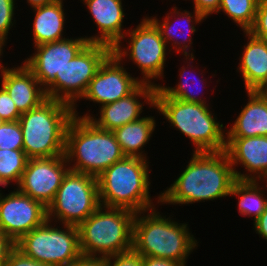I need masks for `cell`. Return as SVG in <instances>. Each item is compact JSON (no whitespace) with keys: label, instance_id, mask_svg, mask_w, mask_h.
<instances>
[{"label":"cell","instance_id":"obj_33","mask_svg":"<svg viewBox=\"0 0 267 266\" xmlns=\"http://www.w3.org/2000/svg\"><path fill=\"white\" fill-rule=\"evenodd\" d=\"M106 266H143L142 256L134 249L106 258Z\"/></svg>","mask_w":267,"mask_h":266},{"label":"cell","instance_id":"obj_17","mask_svg":"<svg viewBox=\"0 0 267 266\" xmlns=\"http://www.w3.org/2000/svg\"><path fill=\"white\" fill-rule=\"evenodd\" d=\"M225 152L236 180L257 181L267 169V136L226 137ZM238 164L246 171L236 170Z\"/></svg>","mask_w":267,"mask_h":266},{"label":"cell","instance_id":"obj_32","mask_svg":"<svg viewBox=\"0 0 267 266\" xmlns=\"http://www.w3.org/2000/svg\"><path fill=\"white\" fill-rule=\"evenodd\" d=\"M21 113L7 91L0 85V119L2 121H17Z\"/></svg>","mask_w":267,"mask_h":266},{"label":"cell","instance_id":"obj_37","mask_svg":"<svg viewBox=\"0 0 267 266\" xmlns=\"http://www.w3.org/2000/svg\"><path fill=\"white\" fill-rule=\"evenodd\" d=\"M143 266H185L181 262L152 256H142Z\"/></svg>","mask_w":267,"mask_h":266},{"label":"cell","instance_id":"obj_18","mask_svg":"<svg viewBox=\"0 0 267 266\" xmlns=\"http://www.w3.org/2000/svg\"><path fill=\"white\" fill-rule=\"evenodd\" d=\"M174 6L171 9L172 11L170 10L169 13H166V15L163 16L164 19L162 20H159L155 15L150 17L148 15V18L159 29L161 37L167 43L170 52L172 51V49H174L177 50V53H182L181 55L183 56H195L193 52L194 49L191 46L193 44V38L191 35H194V33L198 31L196 29V24H201L202 22H204L205 18L195 9H193L194 12H190L186 9L181 11V9H179L176 5ZM172 21H174L175 23H173ZM185 32L187 33V35ZM179 35L182 37V41L179 40ZM168 44H170L171 46Z\"/></svg>","mask_w":267,"mask_h":266},{"label":"cell","instance_id":"obj_34","mask_svg":"<svg viewBox=\"0 0 267 266\" xmlns=\"http://www.w3.org/2000/svg\"><path fill=\"white\" fill-rule=\"evenodd\" d=\"M3 266H52L49 264L41 263L24 255L16 247L10 252L8 259Z\"/></svg>","mask_w":267,"mask_h":266},{"label":"cell","instance_id":"obj_7","mask_svg":"<svg viewBox=\"0 0 267 266\" xmlns=\"http://www.w3.org/2000/svg\"><path fill=\"white\" fill-rule=\"evenodd\" d=\"M135 215L128 209L101 205L77 227L81 254L107 258L133 249Z\"/></svg>","mask_w":267,"mask_h":266},{"label":"cell","instance_id":"obj_1","mask_svg":"<svg viewBox=\"0 0 267 266\" xmlns=\"http://www.w3.org/2000/svg\"><path fill=\"white\" fill-rule=\"evenodd\" d=\"M191 155L173 184L159 193L155 199L157 206L188 205L229 196L236 177L226 152H192Z\"/></svg>","mask_w":267,"mask_h":266},{"label":"cell","instance_id":"obj_36","mask_svg":"<svg viewBox=\"0 0 267 266\" xmlns=\"http://www.w3.org/2000/svg\"><path fill=\"white\" fill-rule=\"evenodd\" d=\"M14 248L15 242L0 229V266L4 265Z\"/></svg>","mask_w":267,"mask_h":266},{"label":"cell","instance_id":"obj_25","mask_svg":"<svg viewBox=\"0 0 267 266\" xmlns=\"http://www.w3.org/2000/svg\"><path fill=\"white\" fill-rule=\"evenodd\" d=\"M258 181L254 180H236L233 183L229 197L236 196L238 198V212L241 216L253 217V222L267 208V187L260 186ZM265 192H264V190ZM266 196V197H265Z\"/></svg>","mask_w":267,"mask_h":266},{"label":"cell","instance_id":"obj_29","mask_svg":"<svg viewBox=\"0 0 267 266\" xmlns=\"http://www.w3.org/2000/svg\"><path fill=\"white\" fill-rule=\"evenodd\" d=\"M0 149H23V134L18 120L0 123Z\"/></svg>","mask_w":267,"mask_h":266},{"label":"cell","instance_id":"obj_24","mask_svg":"<svg viewBox=\"0 0 267 266\" xmlns=\"http://www.w3.org/2000/svg\"><path fill=\"white\" fill-rule=\"evenodd\" d=\"M156 126L155 117L146 115L116 128L113 132L125 156L148 159V153L143 149L153 137Z\"/></svg>","mask_w":267,"mask_h":266},{"label":"cell","instance_id":"obj_43","mask_svg":"<svg viewBox=\"0 0 267 266\" xmlns=\"http://www.w3.org/2000/svg\"><path fill=\"white\" fill-rule=\"evenodd\" d=\"M267 99V83L258 90Z\"/></svg>","mask_w":267,"mask_h":266},{"label":"cell","instance_id":"obj_31","mask_svg":"<svg viewBox=\"0 0 267 266\" xmlns=\"http://www.w3.org/2000/svg\"><path fill=\"white\" fill-rule=\"evenodd\" d=\"M248 32L267 42V0H259L254 23Z\"/></svg>","mask_w":267,"mask_h":266},{"label":"cell","instance_id":"obj_6","mask_svg":"<svg viewBox=\"0 0 267 266\" xmlns=\"http://www.w3.org/2000/svg\"><path fill=\"white\" fill-rule=\"evenodd\" d=\"M74 117L73 106L47 98L18 119L23 134V151L29 159L65 154L66 130Z\"/></svg>","mask_w":267,"mask_h":266},{"label":"cell","instance_id":"obj_8","mask_svg":"<svg viewBox=\"0 0 267 266\" xmlns=\"http://www.w3.org/2000/svg\"><path fill=\"white\" fill-rule=\"evenodd\" d=\"M136 28H128L122 40H126L127 46L118 43L112 48V52L122 62L134 63L142 75L141 82L158 87L155 81L164 79V67L167 60V51L170 52L167 43L161 37L156 25L146 16L141 19ZM123 46V47H122ZM158 79V80H156ZM153 80V81H152Z\"/></svg>","mask_w":267,"mask_h":266},{"label":"cell","instance_id":"obj_19","mask_svg":"<svg viewBox=\"0 0 267 266\" xmlns=\"http://www.w3.org/2000/svg\"><path fill=\"white\" fill-rule=\"evenodd\" d=\"M92 16L98 33L85 36L89 43H101L115 47L122 42L124 34V13L122 0H81Z\"/></svg>","mask_w":267,"mask_h":266},{"label":"cell","instance_id":"obj_2","mask_svg":"<svg viewBox=\"0 0 267 266\" xmlns=\"http://www.w3.org/2000/svg\"><path fill=\"white\" fill-rule=\"evenodd\" d=\"M156 208L136 213L133 249L141 256L171 259L187 266L188 257L199 246L198 240L186 222L166 217Z\"/></svg>","mask_w":267,"mask_h":266},{"label":"cell","instance_id":"obj_28","mask_svg":"<svg viewBox=\"0 0 267 266\" xmlns=\"http://www.w3.org/2000/svg\"><path fill=\"white\" fill-rule=\"evenodd\" d=\"M259 0H221L217 14L223 12L242 31H248L255 20Z\"/></svg>","mask_w":267,"mask_h":266},{"label":"cell","instance_id":"obj_35","mask_svg":"<svg viewBox=\"0 0 267 266\" xmlns=\"http://www.w3.org/2000/svg\"><path fill=\"white\" fill-rule=\"evenodd\" d=\"M192 2L193 8L207 19L208 16L218 13L221 0H192Z\"/></svg>","mask_w":267,"mask_h":266},{"label":"cell","instance_id":"obj_16","mask_svg":"<svg viewBox=\"0 0 267 266\" xmlns=\"http://www.w3.org/2000/svg\"><path fill=\"white\" fill-rule=\"evenodd\" d=\"M155 90L156 86L141 83L131 94L99 107L98 118L89 111L84 115L79 113L74 115L88 118L101 129L114 131L116 128L140 119L145 104L149 105V109L152 108L154 106ZM139 98H143L144 102Z\"/></svg>","mask_w":267,"mask_h":266},{"label":"cell","instance_id":"obj_20","mask_svg":"<svg viewBox=\"0 0 267 266\" xmlns=\"http://www.w3.org/2000/svg\"><path fill=\"white\" fill-rule=\"evenodd\" d=\"M8 66L0 73V84L10 95L18 111L22 114L38 107L47 99L45 89L34 74L24 65Z\"/></svg>","mask_w":267,"mask_h":266},{"label":"cell","instance_id":"obj_10","mask_svg":"<svg viewBox=\"0 0 267 266\" xmlns=\"http://www.w3.org/2000/svg\"><path fill=\"white\" fill-rule=\"evenodd\" d=\"M100 206L97 178L69 170L47 207V217L56 224L78 227Z\"/></svg>","mask_w":267,"mask_h":266},{"label":"cell","instance_id":"obj_3","mask_svg":"<svg viewBox=\"0 0 267 266\" xmlns=\"http://www.w3.org/2000/svg\"><path fill=\"white\" fill-rule=\"evenodd\" d=\"M210 106L167 97L156 87L154 106L151 109L163 115V119L170 124L169 127L173 126L191 140L195 147L193 152L225 151L228 128L220 120L217 121V115L211 111Z\"/></svg>","mask_w":267,"mask_h":266},{"label":"cell","instance_id":"obj_14","mask_svg":"<svg viewBox=\"0 0 267 266\" xmlns=\"http://www.w3.org/2000/svg\"><path fill=\"white\" fill-rule=\"evenodd\" d=\"M124 64L112 52L100 65L81 100L101 107L131 94L142 82L139 76L132 77Z\"/></svg>","mask_w":267,"mask_h":266},{"label":"cell","instance_id":"obj_5","mask_svg":"<svg viewBox=\"0 0 267 266\" xmlns=\"http://www.w3.org/2000/svg\"><path fill=\"white\" fill-rule=\"evenodd\" d=\"M149 163L148 159L125 156L103 171L97 177L100 204L135 213L155 208L149 192Z\"/></svg>","mask_w":267,"mask_h":266},{"label":"cell","instance_id":"obj_38","mask_svg":"<svg viewBox=\"0 0 267 266\" xmlns=\"http://www.w3.org/2000/svg\"><path fill=\"white\" fill-rule=\"evenodd\" d=\"M70 266H106V258L81 255Z\"/></svg>","mask_w":267,"mask_h":266},{"label":"cell","instance_id":"obj_11","mask_svg":"<svg viewBox=\"0 0 267 266\" xmlns=\"http://www.w3.org/2000/svg\"><path fill=\"white\" fill-rule=\"evenodd\" d=\"M112 53V48L101 43H88L56 75L55 81L45 90L47 98L60 100L73 106L78 114V101L85 94L100 65Z\"/></svg>","mask_w":267,"mask_h":266},{"label":"cell","instance_id":"obj_15","mask_svg":"<svg viewBox=\"0 0 267 266\" xmlns=\"http://www.w3.org/2000/svg\"><path fill=\"white\" fill-rule=\"evenodd\" d=\"M88 43L84 36L74 39L67 36L60 41L33 46L34 53L22 62L46 90L55 81L56 75H60L68 62Z\"/></svg>","mask_w":267,"mask_h":266},{"label":"cell","instance_id":"obj_9","mask_svg":"<svg viewBox=\"0 0 267 266\" xmlns=\"http://www.w3.org/2000/svg\"><path fill=\"white\" fill-rule=\"evenodd\" d=\"M54 225V226H53ZM47 220L41 226L23 235L15 247L24 255L52 266H70L82 254L79 230L62 224V228Z\"/></svg>","mask_w":267,"mask_h":266},{"label":"cell","instance_id":"obj_30","mask_svg":"<svg viewBox=\"0 0 267 266\" xmlns=\"http://www.w3.org/2000/svg\"><path fill=\"white\" fill-rule=\"evenodd\" d=\"M16 0H0V38L7 43L8 33L16 24L14 11L17 8ZM12 27V28H11Z\"/></svg>","mask_w":267,"mask_h":266},{"label":"cell","instance_id":"obj_26","mask_svg":"<svg viewBox=\"0 0 267 266\" xmlns=\"http://www.w3.org/2000/svg\"><path fill=\"white\" fill-rule=\"evenodd\" d=\"M183 59L186 60V61H183V62H185V64H187V67L186 66H182V68L179 69V75H178L179 76V81L176 83V85L174 87H170V86H165L163 84H159L158 83V88L167 97H171V98L178 99V100H183V101H186V102L208 104L207 103L208 101L205 99V97L203 98L202 95L200 97H198L199 94L197 95V93H198L197 90H196V92H197L196 93L192 89V87H194V89H195V87L198 88V86H200V85L197 86V84L201 83L203 86L201 85L198 90L200 91L199 93L202 94L201 87L202 88L206 87V86L208 87V85H206L207 79H205L204 76H202V79H200V78L197 79V77H195L196 74H195V76L192 75L193 76L192 78H190V77L188 78L187 76L185 78V75L191 76L190 74H192L193 69H195L194 68L195 66H193V64H192L193 61L195 60V57L194 56H184ZM187 61H189V62H187ZM189 68H190V71H189ZM192 80L195 81L194 82V84L196 83L195 86H191V85H193V83H191V82H193ZM196 80H198V81H196ZM189 82H190L191 85L189 84ZM202 82L205 83V84H203Z\"/></svg>","mask_w":267,"mask_h":266},{"label":"cell","instance_id":"obj_27","mask_svg":"<svg viewBox=\"0 0 267 266\" xmlns=\"http://www.w3.org/2000/svg\"><path fill=\"white\" fill-rule=\"evenodd\" d=\"M28 160L23 149H0V186L5 188L10 183L17 186Z\"/></svg>","mask_w":267,"mask_h":266},{"label":"cell","instance_id":"obj_39","mask_svg":"<svg viewBox=\"0 0 267 266\" xmlns=\"http://www.w3.org/2000/svg\"><path fill=\"white\" fill-rule=\"evenodd\" d=\"M253 229L256 234L267 241V208L266 210L253 222Z\"/></svg>","mask_w":267,"mask_h":266},{"label":"cell","instance_id":"obj_42","mask_svg":"<svg viewBox=\"0 0 267 266\" xmlns=\"http://www.w3.org/2000/svg\"><path fill=\"white\" fill-rule=\"evenodd\" d=\"M257 181L260 183H262V181L265 182L266 183L265 186L267 187V169Z\"/></svg>","mask_w":267,"mask_h":266},{"label":"cell","instance_id":"obj_12","mask_svg":"<svg viewBox=\"0 0 267 266\" xmlns=\"http://www.w3.org/2000/svg\"><path fill=\"white\" fill-rule=\"evenodd\" d=\"M0 190V229L15 243L48 220L47 207L16 188L4 194Z\"/></svg>","mask_w":267,"mask_h":266},{"label":"cell","instance_id":"obj_41","mask_svg":"<svg viewBox=\"0 0 267 266\" xmlns=\"http://www.w3.org/2000/svg\"><path fill=\"white\" fill-rule=\"evenodd\" d=\"M6 44L7 43L0 38V58L3 57L2 55H3V52H5L4 51V49H5L4 47L6 46ZM2 63L3 62H1V59H0V72L6 68L4 65H2Z\"/></svg>","mask_w":267,"mask_h":266},{"label":"cell","instance_id":"obj_23","mask_svg":"<svg viewBox=\"0 0 267 266\" xmlns=\"http://www.w3.org/2000/svg\"><path fill=\"white\" fill-rule=\"evenodd\" d=\"M65 0L34 7L31 10L35 13L34 21L31 25L33 30V46L66 39L64 32L66 12L64 11ZM65 12V13H64ZM66 18V19H65Z\"/></svg>","mask_w":267,"mask_h":266},{"label":"cell","instance_id":"obj_40","mask_svg":"<svg viewBox=\"0 0 267 266\" xmlns=\"http://www.w3.org/2000/svg\"><path fill=\"white\" fill-rule=\"evenodd\" d=\"M26 4L28 3V6H31V8L48 5L54 2H57L58 0H26Z\"/></svg>","mask_w":267,"mask_h":266},{"label":"cell","instance_id":"obj_21","mask_svg":"<svg viewBox=\"0 0 267 266\" xmlns=\"http://www.w3.org/2000/svg\"><path fill=\"white\" fill-rule=\"evenodd\" d=\"M247 43L239 56L236 72L244 81L246 91H258L267 83V42L243 31Z\"/></svg>","mask_w":267,"mask_h":266},{"label":"cell","instance_id":"obj_22","mask_svg":"<svg viewBox=\"0 0 267 266\" xmlns=\"http://www.w3.org/2000/svg\"><path fill=\"white\" fill-rule=\"evenodd\" d=\"M248 101L226 130V137L267 136V99L259 91H245Z\"/></svg>","mask_w":267,"mask_h":266},{"label":"cell","instance_id":"obj_4","mask_svg":"<svg viewBox=\"0 0 267 266\" xmlns=\"http://www.w3.org/2000/svg\"><path fill=\"white\" fill-rule=\"evenodd\" d=\"M64 155L70 170L96 178L125 157L113 131L75 115L66 130Z\"/></svg>","mask_w":267,"mask_h":266},{"label":"cell","instance_id":"obj_13","mask_svg":"<svg viewBox=\"0 0 267 266\" xmlns=\"http://www.w3.org/2000/svg\"><path fill=\"white\" fill-rule=\"evenodd\" d=\"M69 170L65 155L31 158L16 189L48 207Z\"/></svg>","mask_w":267,"mask_h":266}]
</instances>
